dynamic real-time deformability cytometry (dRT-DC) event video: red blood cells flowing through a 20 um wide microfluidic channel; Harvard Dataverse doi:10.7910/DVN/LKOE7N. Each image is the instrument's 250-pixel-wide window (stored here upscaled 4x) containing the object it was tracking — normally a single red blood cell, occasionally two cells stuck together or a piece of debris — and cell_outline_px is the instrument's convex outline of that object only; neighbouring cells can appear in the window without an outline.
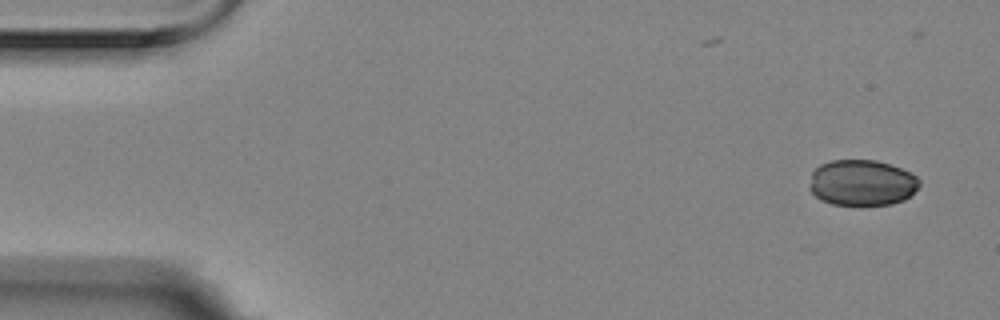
{"species": "Egyptian fruit bat (a non-hibernating species)", "species_latin": "Rousettus aegyptiacus", "temperature_condition": "room temperature", "stored_images_in_passage": 9, "camera_frame_rate_fps": 3000, "um_per_image_px": 0.085, "animal": {"sex": "female"}, "frame": {"image": 1, "passage_image": 2, "time_ms": 0.333, "image_size_px": [1000, 320], "cell_outline_px": [[920, 184], [904, 200], [892, 204], [860, 208], [832, 204], [820, 200], [808, 188], [812, 172], [820, 164], [832, 160], [876, 160], [912, 172], [920, 180]], "centroid_in_image_um": [73.24, 15.57], "position_along_channel_um": 11.8, "area_um2": 30.17}}
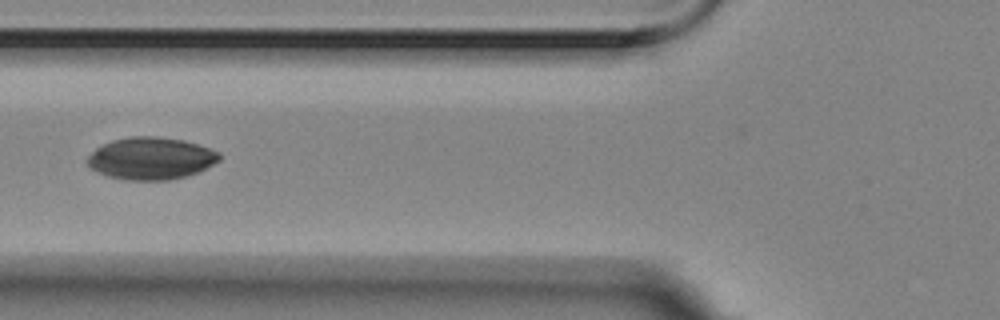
{"frame": {"image": 2, "passage_image": 7, "time_ms": 2.0, "image_size_px": [1000, 320], "cell_outline_px": [[220, 160], [196, 172], [184, 176], [168, 180], [128, 180], [108, 176], [92, 168], [88, 164], [88, 156], [96, 148], [112, 140], [132, 136], [156, 136], [184, 140], [220, 152]], "centroid_in_image_um": [12.83, 13.45], "position_along_channel_um": 113.0, "area_um2": 32.02}}
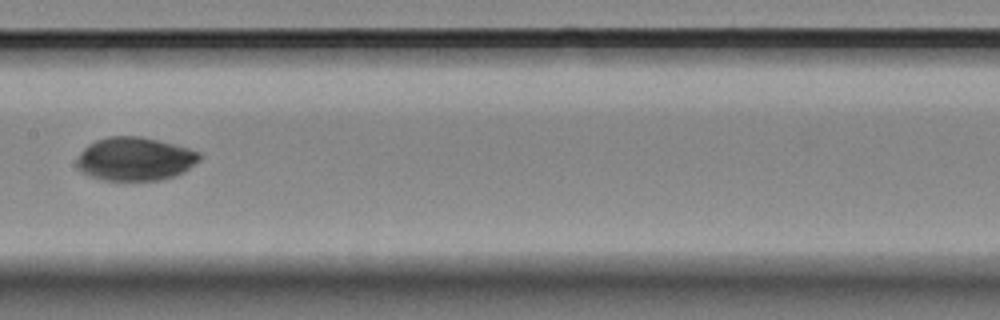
{"frame": {"image": 3, "passage_image": 9, "time_ms": 2.667, "image_size_px": [1000, 320], "cell_outline_px": [[200, 160], [184, 172], [176, 176], [160, 180], [100, 180], [80, 172], [76, 164], [76, 160], [80, 152], [88, 144], [96, 140], [108, 136], [140, 136], [188, 148], [200, 152]], "centroid_in_image_um": [11.44, 13.52], "position_along_channel_um": 196.0, "area_um2": 31.21}}